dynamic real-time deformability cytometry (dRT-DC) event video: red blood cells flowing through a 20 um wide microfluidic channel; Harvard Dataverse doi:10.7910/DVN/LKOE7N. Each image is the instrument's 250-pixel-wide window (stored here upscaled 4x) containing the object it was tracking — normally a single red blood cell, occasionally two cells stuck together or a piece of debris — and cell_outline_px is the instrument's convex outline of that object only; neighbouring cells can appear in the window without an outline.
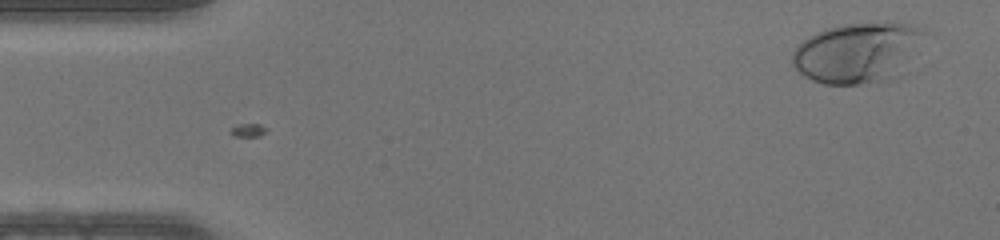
{"species": "human", "species_latin": "Homo sapiens", "temperature_condition": "warm", "stored_images_in_passage": 47, "camera_frame_rate_fps": 3000, "um_per_image_px": 0.085, "donor": {"sex": "male"}, "frame": {"image": 1, "passage_image": 3, "time_ms": 0.667, "image_size_px": [1000, 240], "cell_outline_px": [[924, 32], [900, 76], [896, 80], [860, 84], [824, 84], [812, 80], [804, 76], [792, 64], [792, 52], [804, 40], [824, 28], [844, 24], [912, 24], [924, 28]], "centroid_in_image_um": [72.86, 4.51], "position_along_channel_um": 12.1, "area_um2": 45.78}}
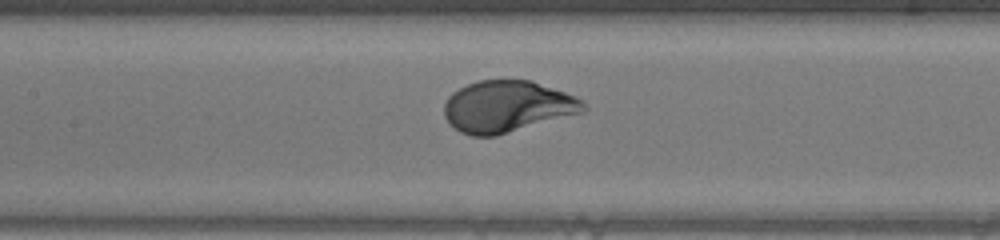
{"frame": {"image": 2, "passage_image": 22, "time_ms": 7.0, "image_size_px": [1000, 240], "cell_outline_px": [[588, 108], [584, 112], [496, 136], [472, 136], [460, 132], [444, 116], [444, 104], [448, 96], [452, 92], [468, 84], [480, 80], [532, 80], [576, 96], [584, 100]], "centroid_in_image_um": [43.15, 9.05], "position_along_channel_um": 164.2, "area_um2": 41.96}}
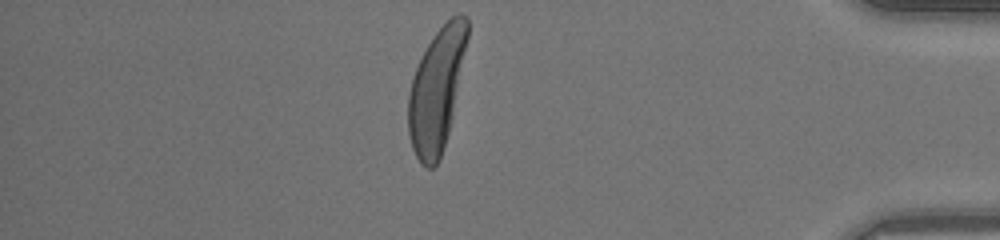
{"frame": {"image": 3, "passage_image": 41, "time_ms": 13.333, "image_size_px": [1000, 240], "cell_outline_px": [[468, 36], [452, 120], [440, 160], [432, 168], [424, 168], [420, 164], [412, 148], [408, 132], [408, 92], [416, 68], [428, 44], [436, 32], [456, 12], [460, 12], [468, 16]], "centroid_in_image_um": [37.11, 7.67], "position_along_channel_um": 398.1, "area_um2": 42.19}}